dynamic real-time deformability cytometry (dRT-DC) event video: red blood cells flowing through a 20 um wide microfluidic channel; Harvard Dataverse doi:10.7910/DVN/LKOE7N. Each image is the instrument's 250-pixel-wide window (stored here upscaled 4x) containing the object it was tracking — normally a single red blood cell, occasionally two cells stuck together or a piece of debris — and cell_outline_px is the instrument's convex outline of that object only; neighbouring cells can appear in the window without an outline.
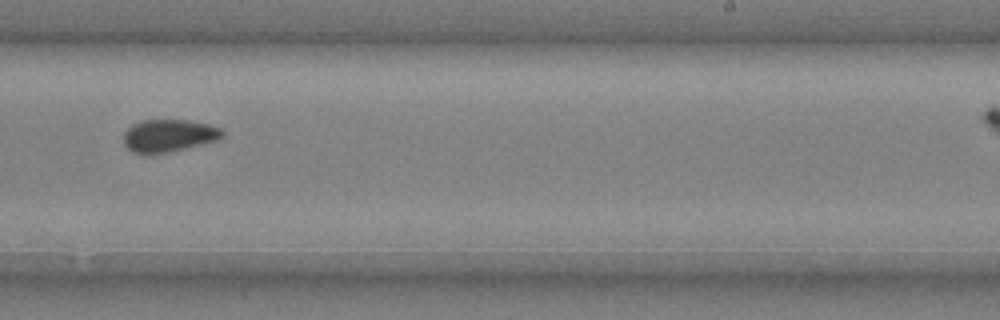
{"species": "common noctule bat (a hibernating species)", "species_latin": "Nyctalus noctula", "temperature_condition": "cold", "stored_images_in_passage": 9, "camera_frame_rate_fps": 3000, "um_per_image_px": 0.085, "animal": {"sex": "male", "body_mass_g": 20.4}, "frame": {"image": 1, "passage_image": 6, "time_ms": 1.667, "image_size_px": [1000, 320], "cell_outline_px": [[224, 136], [220, 140], [168, 152], [144, 156], [140, 156], [132, 152], [124, 144], [124, 132], [132, 124], [140, 120], [188, 120], [208, 124], [220, 128], [224, 132]], "centroid_in_image_um": [14.32, 11.55], "position_along_channel_um": 274.7, "area_um2": 19.13}}
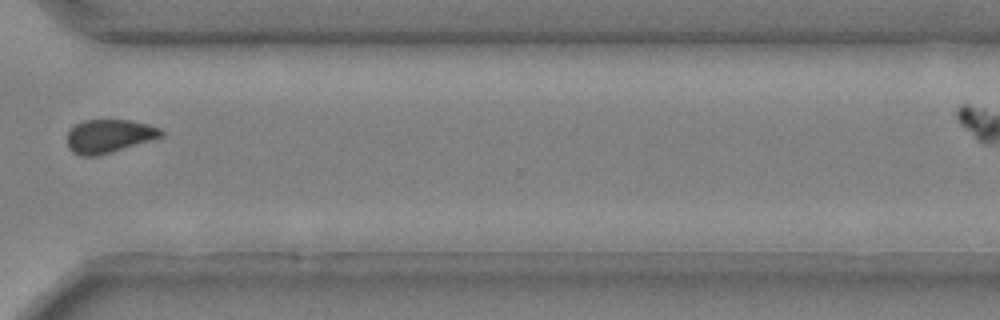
{"frame": {"image": 2, "passage_image": 8, "time_ms": 2.333, "image_size_px": [1000, 320], "cell_outline_px": [[164, 136], [152, 140], [112, 152], [96, 156], [80, 156], [72, 152], [68, 148], [68, 132], [76, 124], [84, 120], [132, 120], [148, 124], [160, 128], [164, 132]], "centroid_in_image_um": [9.29, 11.57], "position_along_channel_um": 361.3, "area_um2": 18.38}}